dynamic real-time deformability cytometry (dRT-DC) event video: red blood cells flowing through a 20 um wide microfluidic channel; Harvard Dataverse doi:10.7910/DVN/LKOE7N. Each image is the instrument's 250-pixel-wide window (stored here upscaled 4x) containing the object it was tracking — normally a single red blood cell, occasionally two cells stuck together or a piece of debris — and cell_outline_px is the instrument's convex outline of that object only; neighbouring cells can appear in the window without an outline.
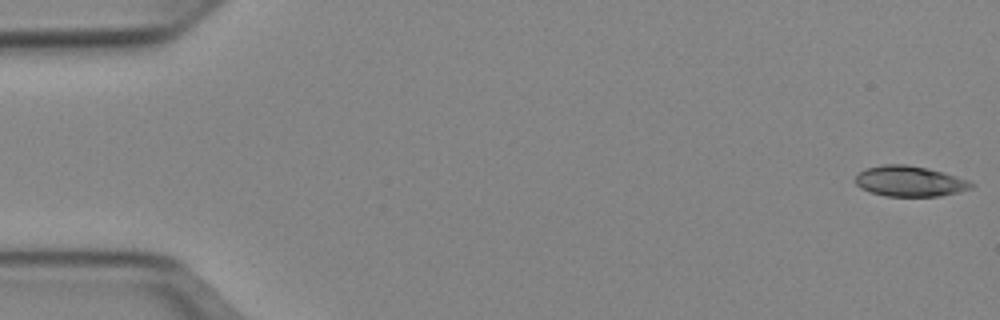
{"species": "Egyptian fruit bat (a non-hibernating species)", "species_latin": "Rousettus aegyptiacus", "temperature_condition": "cold", "stored_images_in_passage": 51, "camera_frame_rate_fps": 3000, "um_per_image_px": 0.085, "animal": {"sex": "female"}, "frame": {"image": 1, "passage_image": 1, "time_ms": 0.0, "image_size_px": [1000, 320], "cell_outline_px": [[976, 184], [972, 188], [940, 196], [884, 196], [868, 192], [860, 188], [856, 184], [856, 172], [864, 168], [884, 164], [908, 164], [928, 168], [944, 172], [968, 180]], "centroid_in_image_um": [77.28, 15.39], "position_along_channel_um": 7.7, "area_um2": 20.92}}
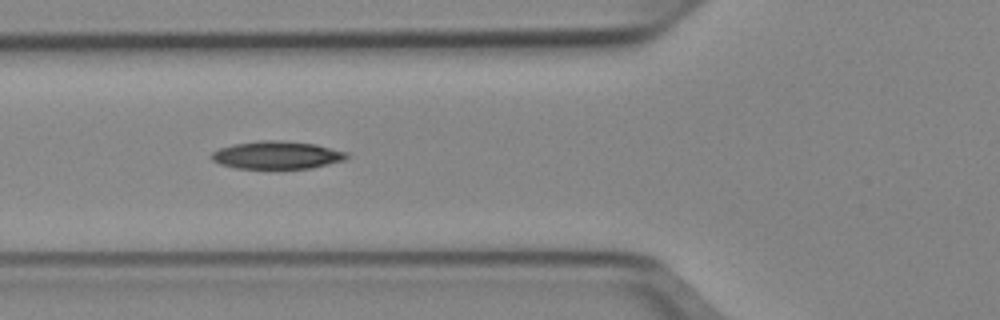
{"frame": {"image": 2, "passage_image": 19, "time_ms": 6.0, "image_size_px": [1000, 320], "cell_outline_px": [[352, 156], [344, 160], [312, 168], [236, 168], [220, 164], [212, 160], [212, 152], [220, 148], [232, 144], [260, 140], [280, 140], [316, 144], [348, 152]], "centroid_in_image_um": [23.58, 13.17], "position_along_channel_um": 102.2, "area_um2": 21.96}}
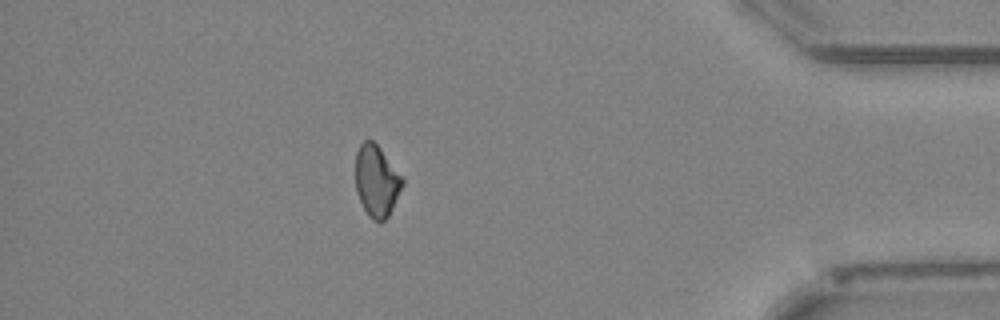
{"frame": {"image": 3, "passage_image": 45, "time_ms": 14.667, "image_size_px": [1000, 320], "cell_outline_px": [[404, 184], [388, 216], [380, 224], [372, 220], [368, 216], [356, 192], [356, 152], [360, 144], [364, 140], [372, 140], [380, 148], [404, 176]], "centroid_in_image_um": [32.03, 15.39], "position_along_channel_um": 403.2, "area_um2": 19.77}, "authors_computed_cell_mechanics": {"area_um2": 20.9236, "velocity_mm_per_s": 3.9541, "shape_relaxation_time_tau1_ms": 6.3235, "shape_relaxation_time_tau2_ms": null, "deformation_change_tau1": 0.1213, "deformation_change_tau2": null}}